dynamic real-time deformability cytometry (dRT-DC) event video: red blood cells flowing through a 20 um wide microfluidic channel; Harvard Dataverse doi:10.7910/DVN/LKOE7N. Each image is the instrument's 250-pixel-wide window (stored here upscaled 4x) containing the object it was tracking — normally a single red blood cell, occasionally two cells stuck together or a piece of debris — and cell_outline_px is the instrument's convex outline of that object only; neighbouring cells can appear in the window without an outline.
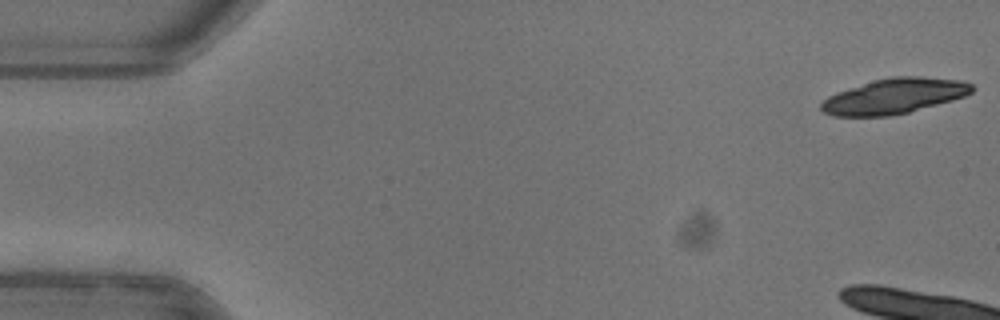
{"species": "common noctule bat (a hibernating species)", "species_latin": "Nyctalus noctula", "temperature_condition": "warm", "stored_images_in_passage": 9, "camera_frame_rate_fps": 3000, "um_per_image_px": 0.085, "animal": {"sex": "female"}, "frame": {"image": 1, "passage_image": 1, "time_ms": 0.0, "image_size_px": [1000, 320], "cell_outline_px": [[976, 88], [972, 92], [964, 96], [952, 100], [908, 112], [892, 116], [832, 116], [824, 112], [820, 108], [820, 104], [828, 96], [836, 92], [876, 80], [892, 76], [920, 76], [960, 80], [972, 84]], "centroid_in_image_um": [76.02, 8.17], "position_along_channel_um": 9.0, "area_um2": 30.87}}